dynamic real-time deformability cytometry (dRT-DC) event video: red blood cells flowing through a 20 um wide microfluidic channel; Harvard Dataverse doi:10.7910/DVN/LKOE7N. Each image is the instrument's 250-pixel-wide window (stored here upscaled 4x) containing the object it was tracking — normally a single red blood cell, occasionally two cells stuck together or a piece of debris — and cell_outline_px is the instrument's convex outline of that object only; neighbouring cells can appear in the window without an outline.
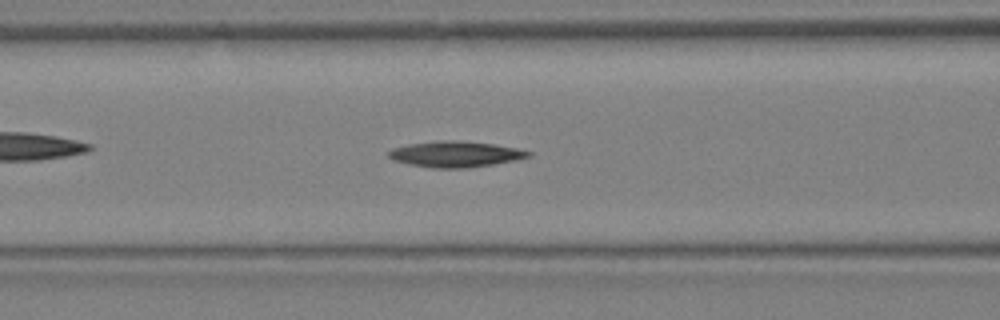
{"species": "Egyptian fruit bat (a non-hibernating species)", "species_latin": "Rousettus aegyptiacus", "temperature_condition": "warm", "stored_images_in_passage": 14, "camera_frame_rate_fps": 3000, "um_per_image_px": 0.085, "animal": {"sex": "female"}, "frame": {"image": 1, "passage_image": 10, "time_ms": 3.0, "image_size_px": [1000, 320], "cell_outline_px": [[532, 156], [492, 164], [468, 168], [432, 168], [392, 160], [388, 156], [388, 152], [392, 148], [408, 144], [444, 140], [448, 140], [492, 144], [516, 148], [532, 152]], "centroid_in_image_um": [38.68, 13.11], "position_along_channel_um": 127.9, "area_um2": 20.69}}
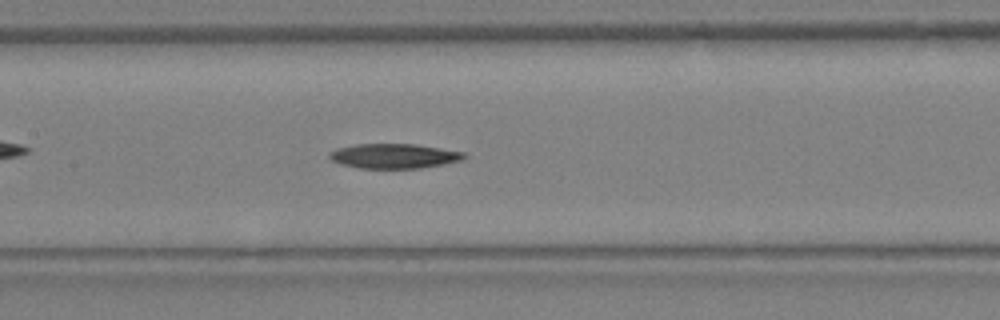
{"frame": {"image": 2, "passage_image": 12, "time_ms": 3.667, "image_size_px": [1000, 320], "cell_outline_px": [[468, 156], [464, 160], [420, 168], [360, 168], [340, 164], [332, 160], [328, 156], [328, 152], [336, 148], [356, 144], [416, 144], [464, 152]], "centroid_in_image_um": [33.49, 13.26], "position_along_channel_um": 173.9, "area_um2": 19.48}}
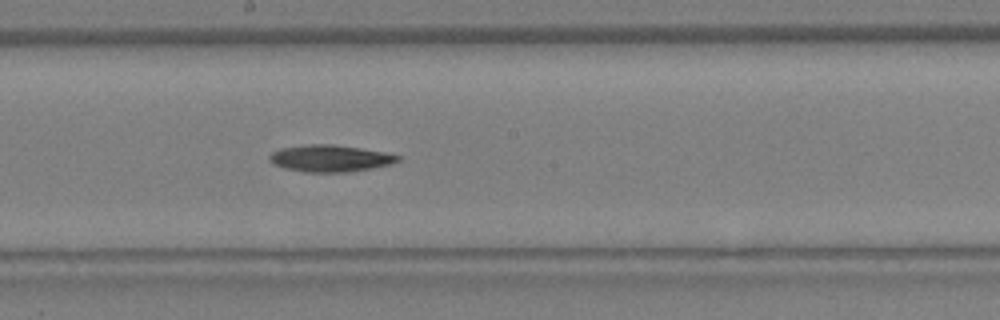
{"frame": {"image": 3, "passage_image": 14, "time_ms": 4.333, "image_size_px": [1000, 320], "cell_outline_px": [[400, 160], [388, 164], [372, 168], [348, 172], [304, 172], [284, 168], [272, 164], [268, 160], [268, 156], [272, 152], [280, 148], [304, 144], [332, 144], [360, 148], [384, 152], [400, 156]], "centroid_in_image_um": [27.99, 13.46], "position_along_channel_um": 220.2, "area_um2": 20.11}}